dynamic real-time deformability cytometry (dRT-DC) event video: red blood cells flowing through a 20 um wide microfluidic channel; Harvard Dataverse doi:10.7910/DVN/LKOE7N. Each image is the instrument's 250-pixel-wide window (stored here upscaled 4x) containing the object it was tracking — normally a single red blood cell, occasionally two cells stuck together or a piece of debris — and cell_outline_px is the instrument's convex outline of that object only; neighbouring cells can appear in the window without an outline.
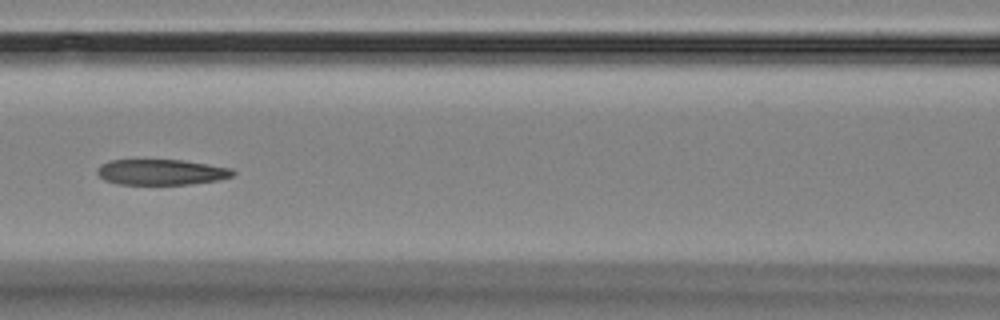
{"species": "Egyptian fruit bat (a non-hibernating species)", "species_latin": "Rousettus aegyptiacus", "temperature_condition": "room temperature", "stored_images_in_passage": 11, "camera_frame_rate_fps": 3000, "um_per_image_px": 0.085, "animal": {"sex": "female"}, "frame": {"image": 1, "passage_image": 7, "time_ms": 8.0, "image_size_px": [1000, 320], "cell_outline_px": [[236, 172], [232, 176], [216, 180], [192, 184], [120, 184], [104, 180], [96, 172], [96, 168], [100, 164], [112, 160], [180, 160], [232, 168]], "centroid_in_image_um": [13.68, 14.63], "position_along_channel_um": 152.9, "area_um2": 20.11}}
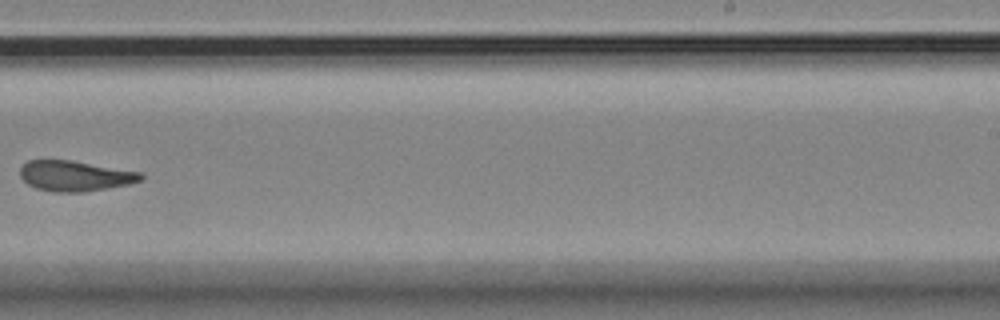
{"frame": {"image": 2, "passage_image": 10, "time_ms": 11.667, "image_size_px": [1000, 320], "cell_outline_px": [[144, 180], [128, 184], [108, 188], [84, 192], [56, 192], [36, 188], [28, 184], [20, 176], [20, 168], [28, 160], [72, 160], [144, 172]], "centroid_in_image_um": [6.43, 14.94], "position_along_channel_um": 282.6, "area_um2": 21.62}}
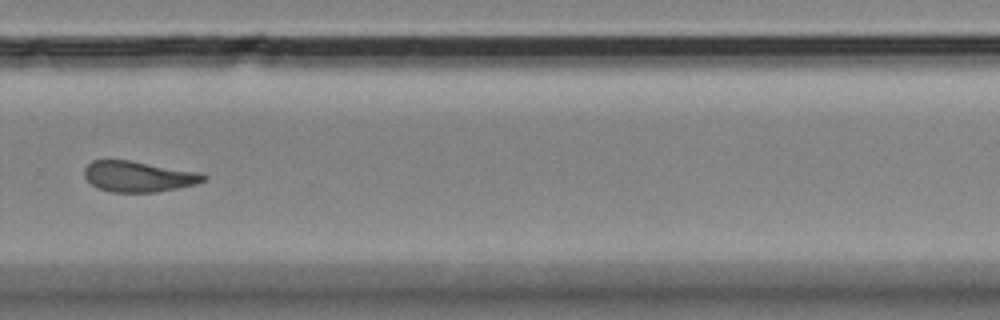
{"frame": {"image": 3, "passage_image": 11, "time_ms": 12.667, "image_size_px": [1000, 320], "cell_outline_px": [[208, 176], [204, 180], [196, 184], [156, 192], [108, 192], [92, 184], [84, 176], [84, 168], [92, 160], [128, 160], [204, 172]], "centroid_in_image_um": [11.8, 14.99], "position_along_channel_um": 318.0, "area_um2": 21.44}}